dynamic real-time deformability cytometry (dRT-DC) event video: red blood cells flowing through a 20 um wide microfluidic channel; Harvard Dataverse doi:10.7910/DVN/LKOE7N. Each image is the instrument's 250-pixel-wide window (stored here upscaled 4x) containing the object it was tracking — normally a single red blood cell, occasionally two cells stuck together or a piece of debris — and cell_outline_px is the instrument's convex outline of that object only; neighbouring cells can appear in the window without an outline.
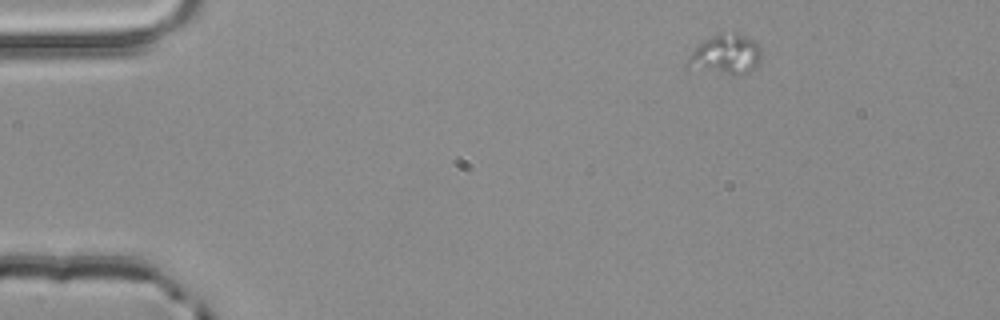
{"species": "common noctule bat (a hibernating species)", "species_latin": "Nyctalus noctula", "temperature_condition": "room temperature", "stored_images_in_passage": 5, "segment_of_instrument_passage": [2, 2], "camera_frame_rate_fps": 3000, "um_per_image_px": 0.085, "animal": {"sex": "male", "body_mass_g": 20.4}, "frame": {"image": 1, "passage_image": 5, "time_ms": 1.333, "image_size_px": [1000, 320], "cell_outline_px": [[764, 48], [760, 60], [748, 72], [728, 72], [684, 68], [688, 56], [704, 40], [720, 32], [736, 32], [760, 44]], "centroid_in_image_um": [61.69, 4.57], "position_along_channel_um": 23.3, "area_um2": 16.82}}